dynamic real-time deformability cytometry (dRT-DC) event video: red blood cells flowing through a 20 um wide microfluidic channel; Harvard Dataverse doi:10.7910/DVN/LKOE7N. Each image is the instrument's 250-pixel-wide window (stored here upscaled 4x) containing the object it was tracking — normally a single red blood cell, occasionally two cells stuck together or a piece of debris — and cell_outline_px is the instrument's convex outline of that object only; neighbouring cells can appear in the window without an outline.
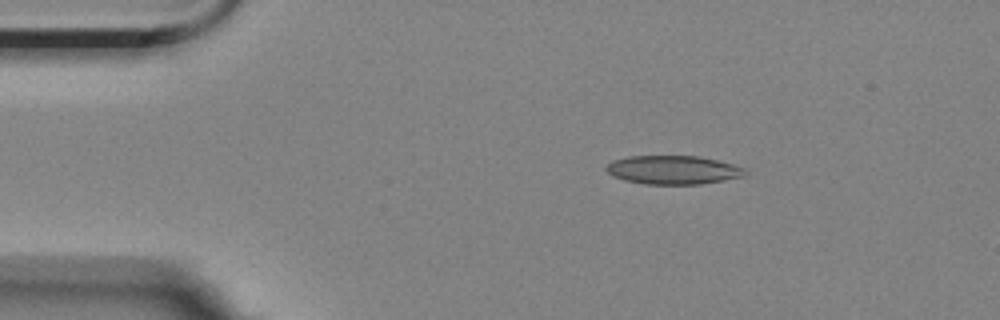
{"species": "Egyptian fruit bat (a non-hibernating species)", "species_latin": "Rousettus aegyptiacus", "temperature_condition": "room temperature", "stored_images_in_passage": 3, "camera_frame_rate_fps": 3000, "um_per_image_px": 0.085, "animal": {"sex": "female"}, "frame": {"image": 1, "passage_image": 1, "time_ms": 0.0, "image_size_px": [1000, 320], "cell_outline_px": [[748, 172], [744, 176], [724, 180], [700, 184], [644, 184], [624, 180], [612, 176], [604, 168], [612, 160], [628, 156], [700, 156], [732, 164], [744, 168]], "centroid_in_image_um": [57.19, 14.44], "position_along_channel_um": 27.8, "area_um2": 23.24}}